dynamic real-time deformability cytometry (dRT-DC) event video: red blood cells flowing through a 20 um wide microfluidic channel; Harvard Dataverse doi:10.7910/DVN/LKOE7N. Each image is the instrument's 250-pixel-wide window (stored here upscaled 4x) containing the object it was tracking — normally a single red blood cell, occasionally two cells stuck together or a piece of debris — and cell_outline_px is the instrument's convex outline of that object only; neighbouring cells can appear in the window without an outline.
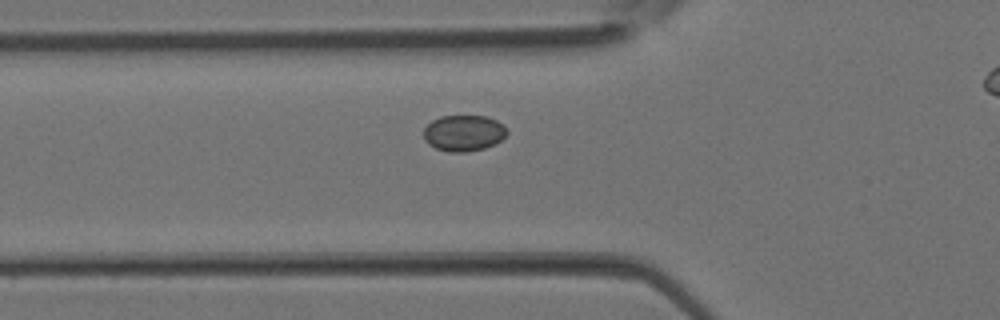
{"species": "Egyptian fruit bat (a non-hibernating species)", "species_latin": "Rousettus aegyptiacus", "temperature_condition": "room temperature", "stored_images_in_passage": 28, "camera_frame_rate_fps": 3000, "um_per_image_px": 0.085, "animal": {"sex": "female"}, "frame": {"image": 1, "passage_image": 8, "time_ms": 2.333, "image_size_px": [1000, 320], "cell_outline_px": [[508, 132], [500, 140], [484, 148], [464, 152], [448, 152], [436, 148], [428, 144], [424, 140], [424, 128], [432, 120], [440, 116], [484, 116], [496, 120]], "centroid_in_image_um": [39.36, 11.31], "position_along_channel_um": 86.4, "area_um2": 17.28}}
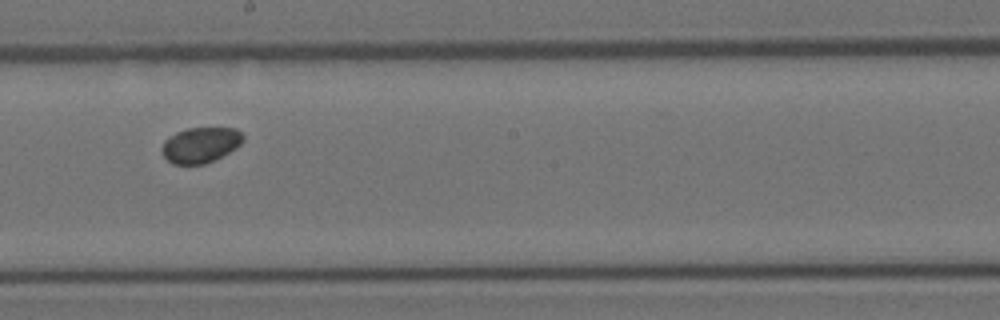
{"frame": {"image": 2, "passage_image": 16, "time_ms": 5.0, "image_size_px": [1000, 320], "cell_outline_px": [[244, 140], [236, 148], [204, 164], [172, 164], [164, 156], [160, 148], [164, 140], [168, 136], [176, 132], [188, 128], [236, 128], [244, 136]], "centroid_in_image_um": [17.01, 12.31], "position_along_channel_um": 231.2, "area_um2": 16.76}}
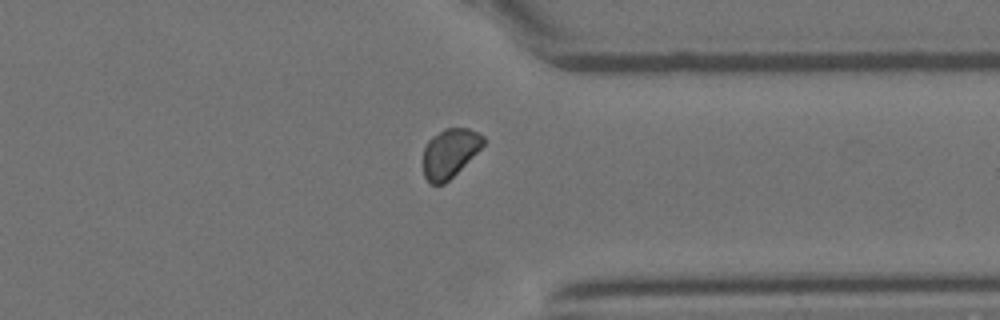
{"frame": {"image": 3, "passage_image": 24, "time_ms": 7.667, "image_size_px": [1000, 320], "cell_outline_px": [[484, 144], [444, 184], [432, 184], [424, 176], [424, 148], [428, 140], [432, 136], [444, 128], [468, 128], [480, 132], [484, 136]], "centroid_in_image_um": [38.22, 12.97], "position_along_channel_um": 373.2, "area_um2": 16.82}}